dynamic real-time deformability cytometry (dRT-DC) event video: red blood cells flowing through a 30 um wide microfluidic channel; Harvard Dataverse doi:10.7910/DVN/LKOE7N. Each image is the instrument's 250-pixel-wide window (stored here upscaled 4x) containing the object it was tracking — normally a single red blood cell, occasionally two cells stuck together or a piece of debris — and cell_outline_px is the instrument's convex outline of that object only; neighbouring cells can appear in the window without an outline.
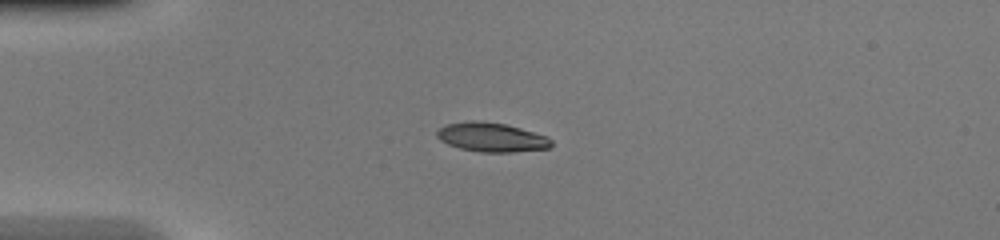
{"species": "common noctule bat (a hibernating species)", "species_latin": "Nyctalus noctula", "temperature_condition": "warm", "stored_images_in_passage": 37, "camera_frame_rate_fps": 3000, "um_per_image_px": 0.085, "animal": {"sex": "female", "body_mass_g": 20.0, "forearm_length_mm": 54.0}, "frame": {"image": 1, "passage_image": 1, "time_ms": 0.0, "image_size_px": [1000, 240], "cell_outline_px": [[552, 144], [548, 148], [512, 152], [480, 152], [460, 148], [448, 144], [440, 140], [436, 136], [436, 132], [440, 128], [448, 124], [468, 120], [480, 120], [504, 124], [520, 128], [548, 136], [552, 140]], "centroid_in_image_um": [41.77, 11.66], "position_along_channel_um": 43.2, "area_um2": 19.42}}
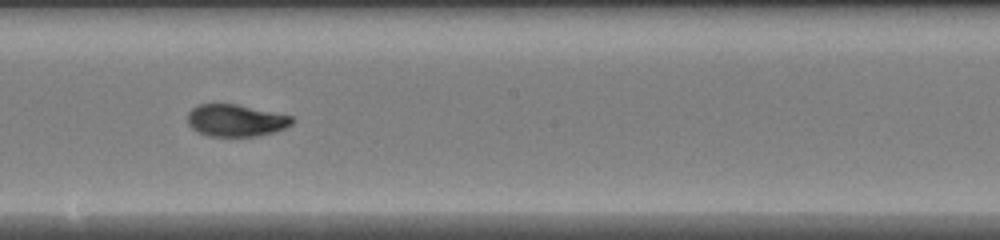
{"frame": {"image": 2, "passage_image": 16, "time_ms": 5.0, "image_size_px": [1000, 240], "cell_outline_px": [[296, 120], [292, 124], [284, 128], [272, 132], [256, 136], [208, 136], [192, 128], [188, 124], [188, 112], [196, 104], [236, 104], [292, 116]], "centroid_in_image_um": [20.04, 10.23], "position_along_channel_um": 228.2, "area_um2": 19.42}}
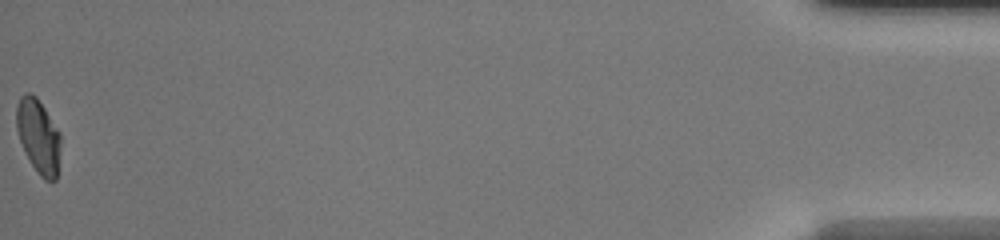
{"frame": {"image": 3, "passage_image": 37, "time_ms": 12.0, "image_size_px": [1000, 240], "cell_outline_px": [[60, 144], [56, 180], [44, 180], [40, 176], [24, 152], [16, 128], [16, 108], [20, 96], [24, 92], [32, 92], [36, 96], [60, 132]], "centroid_in_image_um": [3.24, 11.54], "position_along_channel_um": 432.0, "area_um2": 19.02}, "authors_computed_cell_mechanics": {"area_um2": 19.7676, "velocity_mm_per_s": 4.289, "shape_relaxation_time_tau1_ms": 3.8165, "shape_relaxation_time_tau2_ms": 0.9411, "deformation_change_tau1": 0.227, "deformation_change_tau2": 0.0419}}